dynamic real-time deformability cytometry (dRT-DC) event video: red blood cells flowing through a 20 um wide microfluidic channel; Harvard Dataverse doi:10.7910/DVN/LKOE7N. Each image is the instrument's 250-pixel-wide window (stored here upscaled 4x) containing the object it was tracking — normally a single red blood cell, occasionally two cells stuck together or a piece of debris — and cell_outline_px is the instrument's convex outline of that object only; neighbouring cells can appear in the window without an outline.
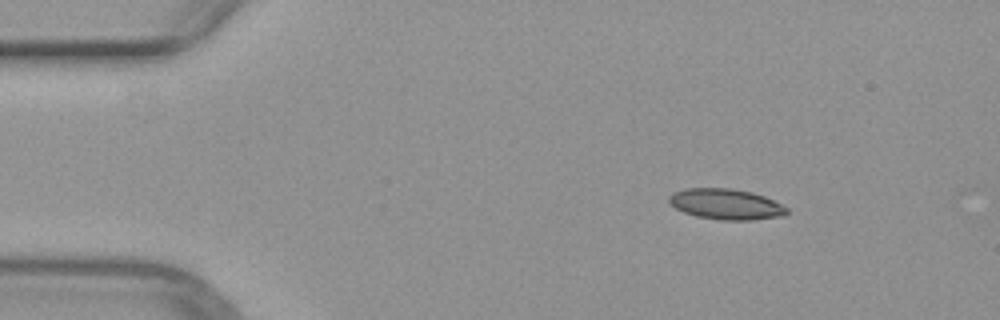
{"species": "common noctule bat (a hibernating species)", "species_latin": "Nyctalus noctula", "temperature_condition": "warm", "stored_images_in_passage": 44, "camera_frame_rate_fps": 3000, "um_per_image_px": 0.085, "animal": {"sex": "female", "body_mass_g": 29.2, "forearm_length_mm": 56.3}, "frame": {"image": 1, "passage_image": 1, "time_ms": 0.0, "image_size_px": [1000, 320], "cell_outline_px": [[788, 212], [784, 216], [752, 220], [720, 220], [696, 216], [684, 212], [676, 208], [668, 200], [668, 196], [672, 192], [684, 188], [732, 188], [752, 192], [764, 196], [788, 208]], "centroid_in_image_um": [61.7, 17.35], "position_along_channel_um": 23.3, "area_um2": 21.15}}
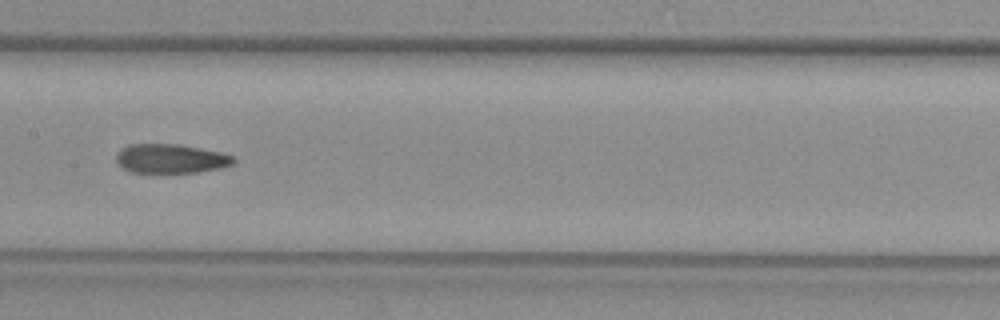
{"frame": {"image": 2, "passage_image": 19, "time_ms": 6.0, "image_size_px": [1000, 320], "cell_outline_px": [[236, 160], [232, 164], [220, 168], [196, 172], [132, 172], [116, 164], [116, 156], [128, 144], [180, 144], [220, 152], [236, 156]], "centroid_in_image_um": [14.54, 13.48], "position_along_channel_um": 192.9, "area_um2": 19.83}}
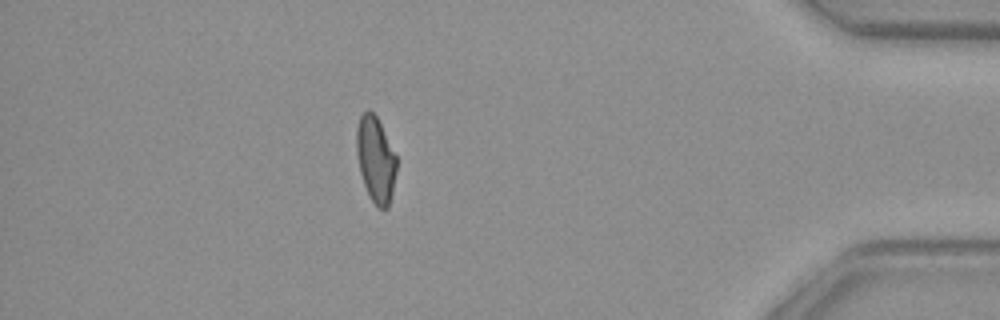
{"frame": {"image": 3, "passage_image": 38, "time_ms": 12.333, "image_size_px": [1000, 320], "cell_outline_px": [[396, 172], [392, 192], [388, 208], [380, 208], [368, 196], [360, 172], [356, 152], [356, 128], [360, 116], [368, 108], [376, 116], [396, 156]], "centroid_in_image_um": [31.91, 13.55], "position_along_channel_um": 403.3, "area_um2": 19.77}}